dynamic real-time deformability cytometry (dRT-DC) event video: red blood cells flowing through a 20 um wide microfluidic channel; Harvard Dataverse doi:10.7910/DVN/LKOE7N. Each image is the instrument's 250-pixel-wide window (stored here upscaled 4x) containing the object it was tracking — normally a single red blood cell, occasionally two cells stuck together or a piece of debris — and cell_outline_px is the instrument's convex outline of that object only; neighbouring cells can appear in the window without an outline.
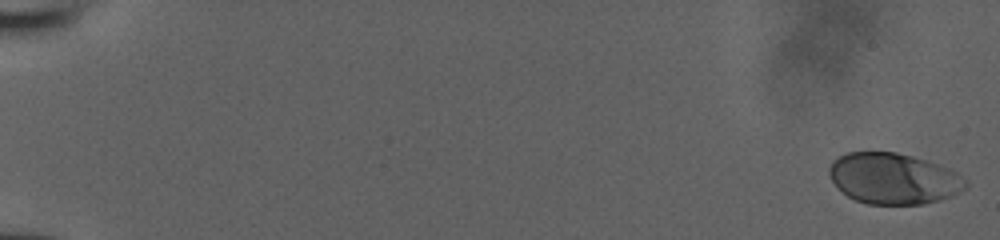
{"species": "human", "species_latin": "Homo sapiens", "temperature_condition": "room temperature", "stored_images_in_passage": 53, "camera_frame_rate_fps": 3000, "um_per_image_px": 0.085, "donor": {"sex": "male"}, "frame": {"image": 1, "passage_image": 1, "time_ms": 0.0, "image_size_px": [1000, 240], "cell_outline_px": [[968, 184], [960, 192], [952, 196], [940, 200], [924, 204], [868, 204], [856, 200], [848, 196], [832, 180], [828, 172], [828, 168], [832, 160], [848, 152], [896, 152], [912, 156], [948, 168], [956, 172], [968, 180]], "centroid_in_image_um": [75.96, 15.18], "position_along_channel_um": 9.0, "area_um2": 40.4}}
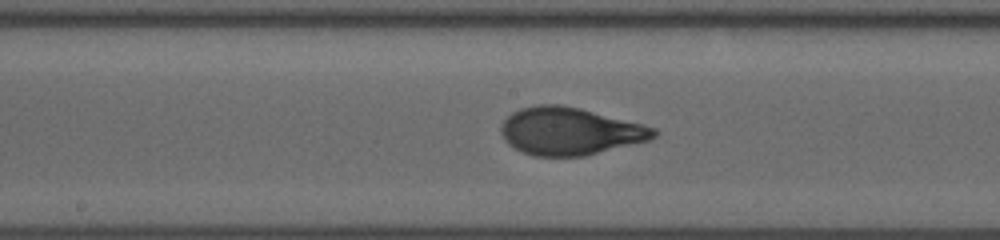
{"frame": {"image": 2, "passage_image": 30, "time_ms": 9.667, "image_size_px": [1000, 240], "cell_outline_px": [[660, 132], [656, 136], [648, 140], [584, 156], [532, 156], [508, 144], [504, 140], [500, 132], [500, 124], [512, 112], [520, 108], [540, 104], [560, 104], [580, 108], [644, 124], [656, 128]], "centroid_in_image_um": [48.43, 11.14], "position_along_channel_um": 199.8, "area_um2": 42.37}}
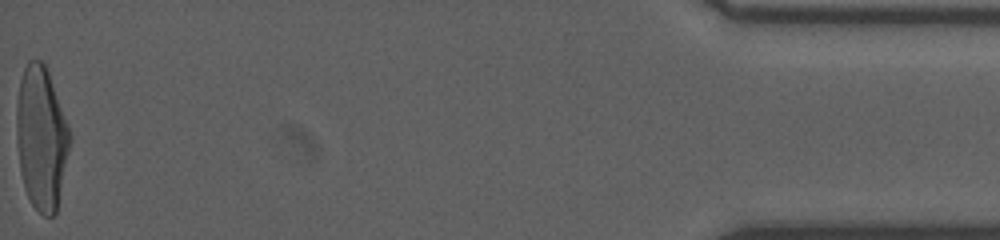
{"frame": {"image": 3, "passage_image": 53, "time_ms": 17.333, "image_size_px": [1000, 240], "cell_outline_px": [[72, 140], [56, 212], [52, 216], [44, 216], [32, 204], [24, 188], [20, 172], [16, 140], [16, 104], [20, 80], [24, 68], [28, 60], [40, 60], [44, 64], [48, 72], [68, 124], [72, 136]], "centroid_in_image_um": [3.51, 11.73], "position_along_channel_um": 431.7, "area_um2": 44.74}}